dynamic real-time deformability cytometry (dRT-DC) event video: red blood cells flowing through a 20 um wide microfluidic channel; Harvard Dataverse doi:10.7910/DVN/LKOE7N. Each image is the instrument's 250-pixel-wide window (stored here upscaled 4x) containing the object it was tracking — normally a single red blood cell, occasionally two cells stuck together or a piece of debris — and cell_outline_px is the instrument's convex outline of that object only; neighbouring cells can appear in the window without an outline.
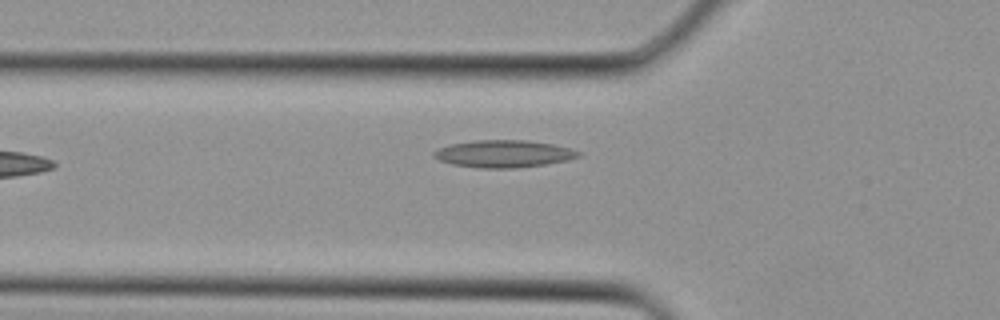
{"species": "Egyptian fruit bat (a non-hibernating species)", "species_latin": "Rousettus aegyptiacus", "temperature_condition": "cold", "stored_images_in_passage": 4, "camera_frame_rate_fps": 3000, "um_per_image_px": 0.085, "animal": {"sex": "female"}, "frame": {"image": 1, "passage_image": 4, "time_ms": 1.0, "image_size_px": [1000, 320], "cell_outline_px": [[580, 156], [568, 160], [544, 164], [516, 168], [480, 168], [452, 164], [440, 160], [432, 156], [432, 152], [448, 144], [476, 140], [524, 140], [552, 144], [568, 148], [580, 152]], "centroid_in_image_um": [42.77, 13.07], "position_along_channel_um": 83.0, "area_um2": 22.83}}